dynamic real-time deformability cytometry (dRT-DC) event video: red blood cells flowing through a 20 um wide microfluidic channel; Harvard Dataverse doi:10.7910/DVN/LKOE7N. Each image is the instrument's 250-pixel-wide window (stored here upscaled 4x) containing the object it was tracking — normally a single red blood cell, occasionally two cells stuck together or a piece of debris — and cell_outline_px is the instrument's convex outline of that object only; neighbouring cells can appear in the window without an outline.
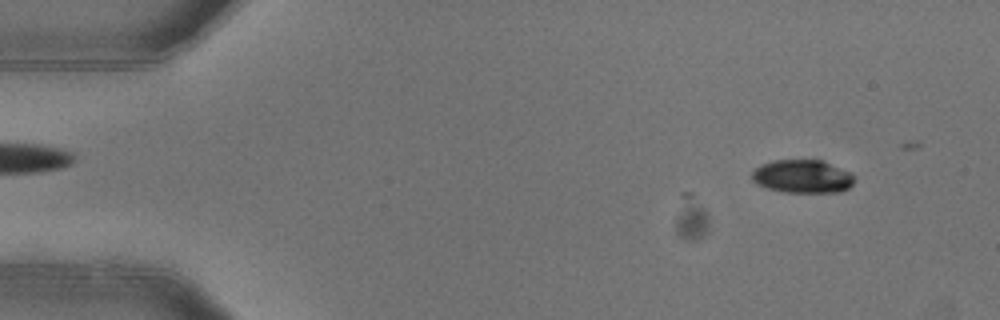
{"species": "common noctule bat (a hibernating species)", "species_latin": "Nyctalus noctula", "temperature_condition": "warm", "stored_images_in_passage": 4, "camera_frame_rate_fps": 3000, "um_per_image_px": 0.085, "animal": {"sex": "female"}, "frame": {"image": 1, "passage_image": 1, "time_ms": 0.0, "image_size_px": [1000, 320], "cell_outline_px": [[856, 180], [848, 188], [840, 192], [784, 192], [768, 188], [756, 184], [752, 180], [752, 172], [760, 164], [772, 160], [824, 160], [852, 172], [856, 176]], "centroid_in_image_um": [68.25, 14.98], "position_along_channel_um": 16.7, "area_um2": 20.17}}
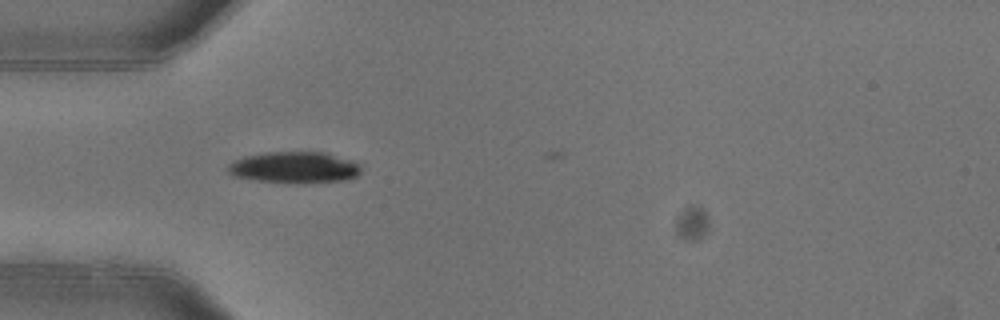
{"frame": {"image": 2, "passage_image": 4, "time_ms": 1.0, "image_size_px": [1000, 320], "cell_outline_px": [[360, 172], [356, 176], [348, 180], [300, 184], [260, 180], [232, 176], [228, 172], [228, 164], [244, 156], [268, 152], [324, 152], [352, 160], [360, 164]], "centroid_in_image_um": [25.06, 14.24], "position_along_channel_um": 59.9, "area_um2": 24.45}}